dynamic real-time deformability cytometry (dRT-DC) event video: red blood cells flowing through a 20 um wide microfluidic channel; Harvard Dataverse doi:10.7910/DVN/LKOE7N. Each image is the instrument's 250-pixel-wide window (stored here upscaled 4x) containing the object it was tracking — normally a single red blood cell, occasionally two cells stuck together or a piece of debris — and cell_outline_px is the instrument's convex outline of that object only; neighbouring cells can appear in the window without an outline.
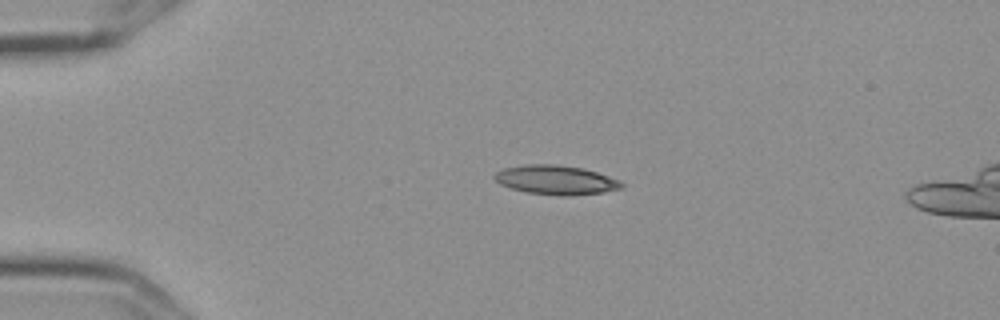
{"species": "Egyptian fruit bat (a non-hibernating species)", "species_latin": "Rousettus aegyptiacus", "temperature_condition": "cold", "stored_images_in_passage": 3, "camera_frame_rate_fps": 3000, "um_per_image_px": 0.085, "frame": {"image": 1, "passage_image": 1, "time_ms": 0.0, "image_size_px": [1000, 320], "cell_outline_px": [[624, 188], [604, 192], [568, 196], [560, 196], [524, 192], [500, 184], [492, 176], [496, 172], [504, 168], [524, 164], [556, 164], [580, 168], [596, 172], [620, 180], [624, 184]], "centroid_in_image_um": [47.25, 15.3], "position_along_channel_um": 37.7, "area_um2": 21.73}}